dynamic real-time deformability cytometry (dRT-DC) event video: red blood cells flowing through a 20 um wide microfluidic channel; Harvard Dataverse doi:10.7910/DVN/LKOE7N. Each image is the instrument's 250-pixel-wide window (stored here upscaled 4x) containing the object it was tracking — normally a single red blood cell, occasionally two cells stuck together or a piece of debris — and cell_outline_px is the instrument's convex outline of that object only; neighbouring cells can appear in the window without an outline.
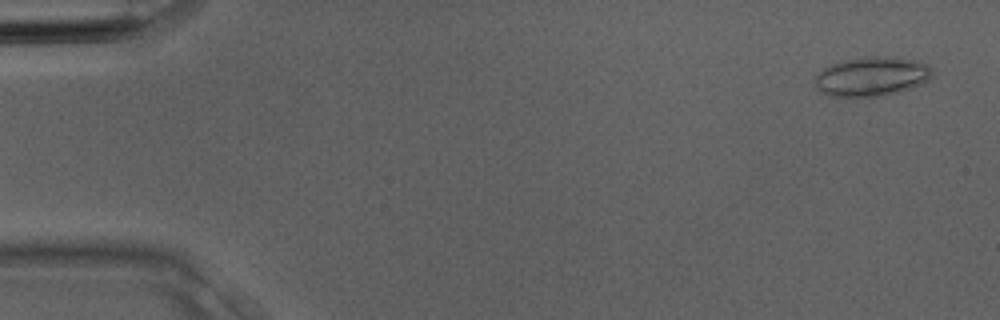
{"species": "Egyptian fruit bat (a non-hibernating species)", "species_latin": "Rousettus aegyptiacus", "temperature_condition": "room temperature", "stored_images_in_passage": 4, "camera_frame_rate_fps": 3000, "um_per_image_px": 0.085, "animal": {"sex": "male"}, "frame": {"image": 1, "passage_image": 1, "time_ms": 0.0, "image_size_px": [1000, 320], "cell_outline_px": [[932, 72], [928, 80], [912, 88], [880, 96], [828, 96], [820, 92], [816, 88], [812, 80], [824, 68], [832, 64], [844, 60], [864, 56], [884, 56], [912, 60], [928, 64]], "centroid_in_image_um": [74.04, 6.5], "position_along_channel_um": 11.0, "area_um2": 26.76}}